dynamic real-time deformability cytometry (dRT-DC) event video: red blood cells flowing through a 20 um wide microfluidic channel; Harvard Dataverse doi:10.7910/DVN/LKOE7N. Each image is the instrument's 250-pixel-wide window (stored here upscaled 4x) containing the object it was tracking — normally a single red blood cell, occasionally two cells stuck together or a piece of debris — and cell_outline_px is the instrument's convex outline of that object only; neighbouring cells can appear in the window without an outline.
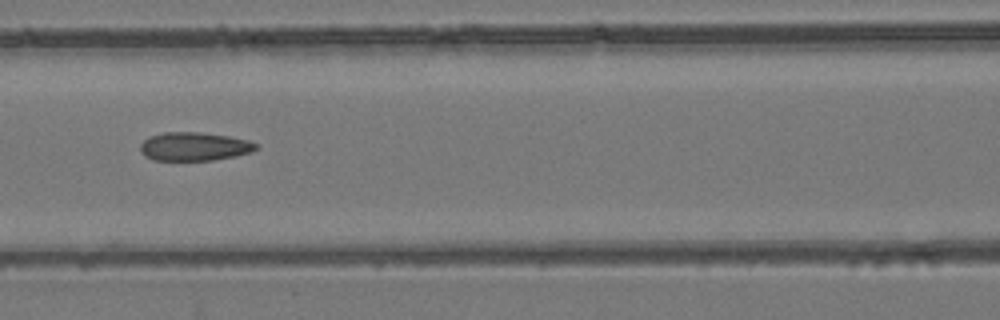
{"species": "common noctule bat (a hibernating species)", "species_latin": "Nyctalus noctula", "temperature_condition": "room temperature", "stored_images_in_passage": 3, "camera_frame_rate_fps": 3000, "um_per_image_px": 0.085, "animal": {"sex": "female", "body_mass_g": 24.6, "forearm_length_mm": 56.2}, "frame": {"image": 1, "passage_image": 3, "time_ms": 2.333, "image_size_px": [1000, 320], "cell_outline_px": [[256, 148], [252, 152], [236, 156], [212, 160], [152, 160], [144, 156], [140, 152], [140, 144], [148, 136], [164, 132], [200, 132], [228, 136], [248, 140], [256, 144]], "centroid_in_image_um": [16.46, 12.45], "position_along_channel_um": 150.1, "area_um2": 19.31}}